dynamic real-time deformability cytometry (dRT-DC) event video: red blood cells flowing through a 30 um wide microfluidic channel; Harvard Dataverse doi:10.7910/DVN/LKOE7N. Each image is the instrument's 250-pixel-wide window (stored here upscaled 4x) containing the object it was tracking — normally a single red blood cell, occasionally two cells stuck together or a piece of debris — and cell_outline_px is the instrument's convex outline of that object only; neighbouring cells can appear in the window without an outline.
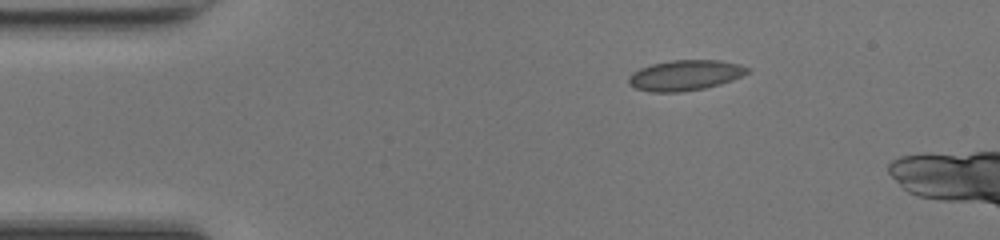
{"species": "common noctule bat (a hibernating species)", "species_latin": "Nyctalus noctula", "temperature_condition": "room temperature", "stored_images_in_passage": 38, "camera_frame_rate_fps": 3000, "um_per_image_px": 0.085, "animal": {"sex": "female", "body_mass_g": 17.0, "forearm_length_mm": 48.0}, "frame": {"image": 1, "passage_image": 1, "time_ms": 0.0, "image_size_px": [1000, 240], "cell_outline_px": [[752, 68], [748, 72], [732, 80], [720, 84], [704, 88], [680, 92], [652, 92], [636, 88], [628, 84], [628, 76], [632, 72], [640, 68], [652, 64], [672, 60], [720, 60], [740, 64]], "centroid_in_image_um": [58.23, 6.39], "position_along_channel_um": 26.8, "area_um2": 21.1}}
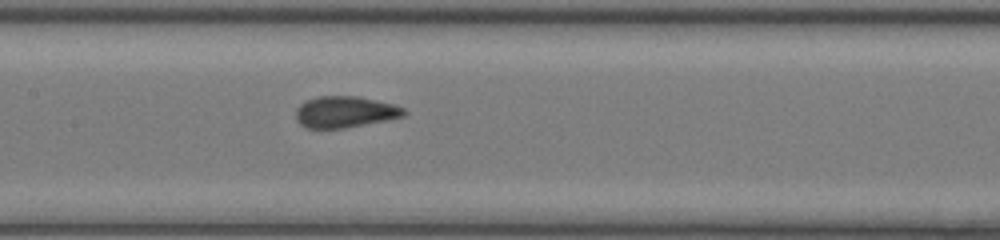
{"frame": {"image": 2, "passage_image": 16, "time_ms": 5.0, "image_size_px": [1000, 240], "cell_outline_px": [[408, 112], [404, 116], [388, 120], [344, 128], [308, 128], [300, 124], [296, 120], [296, 108], [300, 104], [308, 100], [320, 96], [356, 96], [392, 104], [404, 108]], "centroid_in_image_um": [29.33, 9.52], "position_along_channel_um": 178.1, "area_um2": 19.65}}
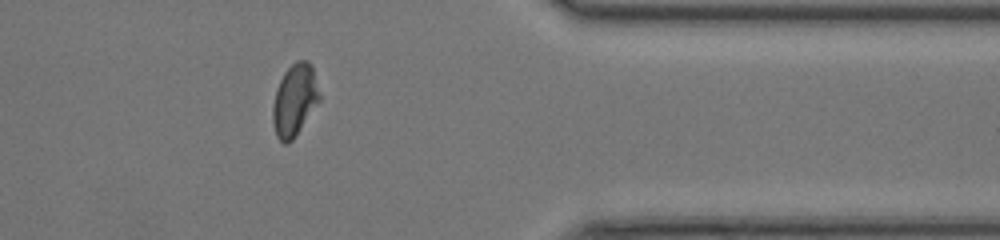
{"frame": {"image": 3, "passage_image": 32, "time_ms": 10.333, "image_size_px": [1000, 240], "cell_outline_px": [[320, 100], [292, 140], [288, 144], [284, 144], [276, 136], [272, 120], [272, 108], [276, 88], [284, 72], [296, 60], [308, 60], [312, 64], [320, 96]], "centroid_in_image_um": [25.03, 8.49], "position_along_channel_um": 386.4, "area_um2": 19.54}}